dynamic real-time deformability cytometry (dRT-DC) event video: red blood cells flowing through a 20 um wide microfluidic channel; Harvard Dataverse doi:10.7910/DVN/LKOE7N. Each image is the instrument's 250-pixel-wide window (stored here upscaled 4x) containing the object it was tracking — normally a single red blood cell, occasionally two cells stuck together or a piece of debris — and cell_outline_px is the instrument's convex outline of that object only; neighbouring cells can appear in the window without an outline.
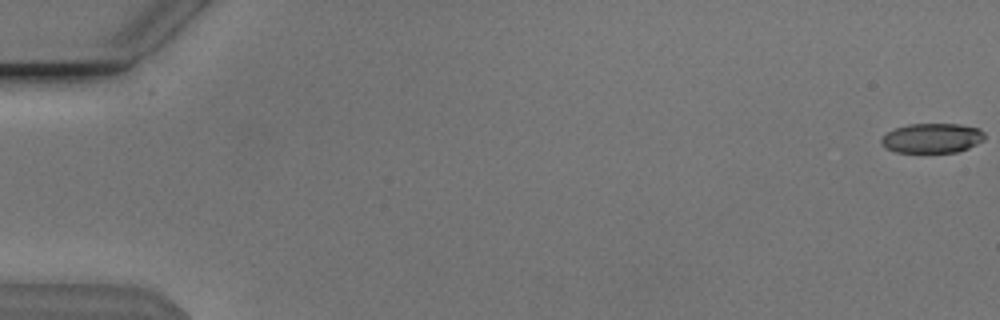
{"species": "Egyptian fruit bat (a non-hibernating species)", "species_latin": "Rousettus aegyptiacus", "temperature_condition": "cold", "stored_images_in_passage": 17, "camera_frame_rate_fps": 3000, "um_per_image_px": 0.085, "animal": {"sex": "male"}, "frame": {"image": 1, "passage_image": 1, "time_ms": 0.0, "image_size_px": [1000, 320], "cell_outline_px": [[984, 140], [968, 148], [956, 152], [896, 152], [884, 148], [880, 144], [880, 140], [888, 132], [896, 128], [908, 124], [960, 124], [980, 128], [984, 132]], "centroid_in_image_um": [79.23, 11.74], "position_along_channel_um": 5.8, "area_um2": 17.92}}